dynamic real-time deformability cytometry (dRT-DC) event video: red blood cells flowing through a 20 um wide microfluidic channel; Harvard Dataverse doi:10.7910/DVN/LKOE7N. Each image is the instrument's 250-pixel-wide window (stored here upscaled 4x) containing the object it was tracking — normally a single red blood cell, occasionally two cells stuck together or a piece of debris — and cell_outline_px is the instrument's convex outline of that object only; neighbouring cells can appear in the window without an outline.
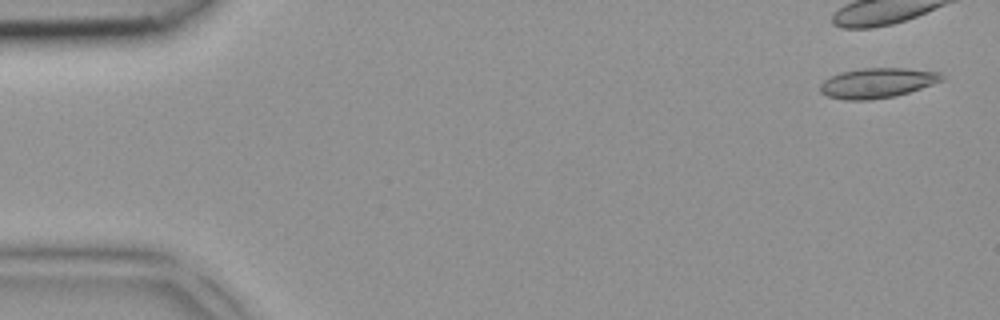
{"species": "common noctule bat (a hibernating species)", "species_latin": "Nyctalus noctula", "temperature_condition": "room temperature", "stored_images_in_passage": 4, "camera_frame_rate_fps": 3000, "um_per_image_px": 0.085, "animal": {"sex": "female", "body_mass_g": 18.4}, "frame": {"image": 1, "passage_image": 1, "time_ms": 0.0, "image_size_px": [1000, 320], "cell_outline_px": [[944, 80], [896, 96], [868, 100], [844, 100], [828, 96], [820, 92], [820, 84], [824, 80], [840, 72], [860, 68], [904, 68], [940, 72], [944, 76]], "centroid_in_image_um": [74.56, 7.05], "position_along_channel_um": 10.4, "area_um2": 21.21}}